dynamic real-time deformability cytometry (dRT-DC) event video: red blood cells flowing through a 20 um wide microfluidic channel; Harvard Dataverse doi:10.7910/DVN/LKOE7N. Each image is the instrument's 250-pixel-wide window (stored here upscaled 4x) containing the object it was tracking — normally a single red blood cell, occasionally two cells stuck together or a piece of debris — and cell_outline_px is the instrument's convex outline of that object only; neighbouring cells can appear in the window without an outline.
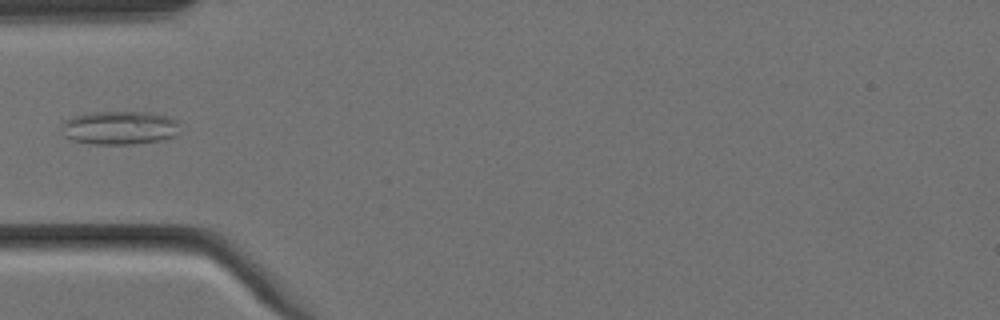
{"species": "Egyptian fruit bat (a non-hibernating species)", "species_latin": "Rousettus aegyptiacus", "temperature_condition": "cold", "stored_images_in_passage": 6, "camera_frame_rate_fps": 3000, "um_per_image_px": 0.085, "animal": {"sex": "female"}, "frame": {"image": 1, "passage_image": 6, "time_ms": 1.667, "image_size_px": [1000, 320], "cell_outline_px": [[180, 124], [176, 136], [160, 140], [132, 144], [96, 144], [72, 140], [64, 136], [60, 124], [64, 120], [72, 116], [88, 112], [148, 112], [168, 116], [176, 120]], "centroid_in_image_um": [10.14, 10.85], "position_along_channel_um": 74.9, "area_um2": 23.35}}